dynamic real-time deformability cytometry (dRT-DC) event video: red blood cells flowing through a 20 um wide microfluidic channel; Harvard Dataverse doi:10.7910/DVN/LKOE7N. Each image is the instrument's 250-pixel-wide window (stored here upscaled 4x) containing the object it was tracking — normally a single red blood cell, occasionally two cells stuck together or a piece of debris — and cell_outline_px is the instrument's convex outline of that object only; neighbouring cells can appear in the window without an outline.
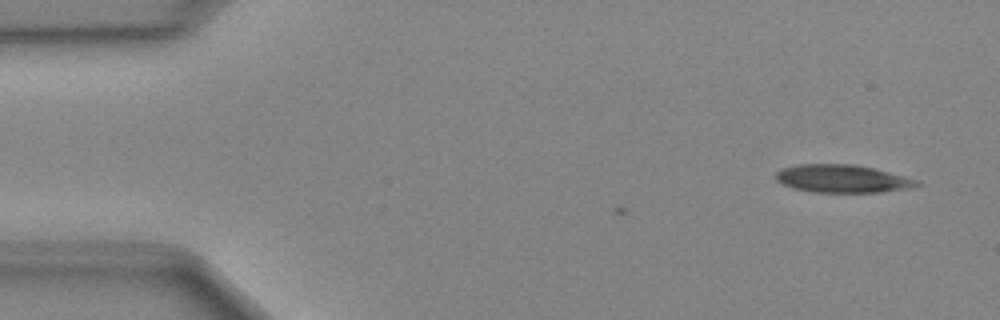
{"species": "Egyptian fruit bat (a non-hibernating species)", "species_latin": "Rousettus aegyptiacus", "temperature_condition": "cold", "stored_images_in_passage": 2, "camera_frame_rate_fps": 3000, "um_per_image_px": 0.085, "animal": {"sex": "female"}, "frame": {"image": 1, "passage_image": 2, "time_ms": 0.333, "image_size_px": [1000, 320], "cell_outline_px": [[924, 184], [912, 188], [880, 192], [812, 192], [780, 184], [776, 180], [776, 172], [784, 168], [800, 164], [856, 164], [876, 168], [920, 180]], "centroid_in_image_um": [71.68, 15.19], "position_along_channel_um": 13.3, "area_um2": 23.18}}